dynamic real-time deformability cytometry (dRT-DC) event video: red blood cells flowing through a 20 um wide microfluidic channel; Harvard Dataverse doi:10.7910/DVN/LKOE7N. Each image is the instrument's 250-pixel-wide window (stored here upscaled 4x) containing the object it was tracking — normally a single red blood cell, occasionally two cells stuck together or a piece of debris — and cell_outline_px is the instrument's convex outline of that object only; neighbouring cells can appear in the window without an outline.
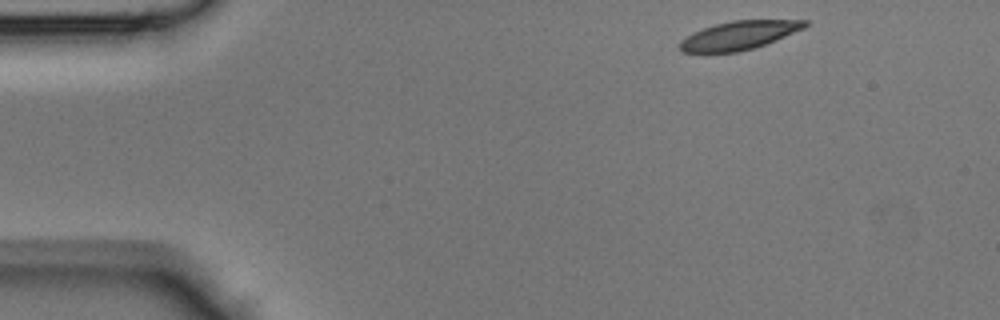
{"species": "Egyptian fruit bat (a non-hibernating species)", "species_latin": "Rousettus aegyptiacus", "temperature_condition": "room temperature", "stored_images_in_passage": 40, "camera_frame_rate_fps": 3000, "um_per_image_px": 0.085, "animal": {"sex": "male"}, "frame": {"image": 1, "passage_image": 1, "time_ms": 0.0, "image_size_px": [1000, 320], "cell_outline_px": [[808, 24], [804, 28], [764, 44], [740, 52], [680, 52], [676, 44], [680, 40], [692, 32], [716, 24], [732, 20], [808, 20]], "centroid_in_image_um": [62.74, 3.01], "position_along_channel_um": 22.3, "area_um2": 20.69}}
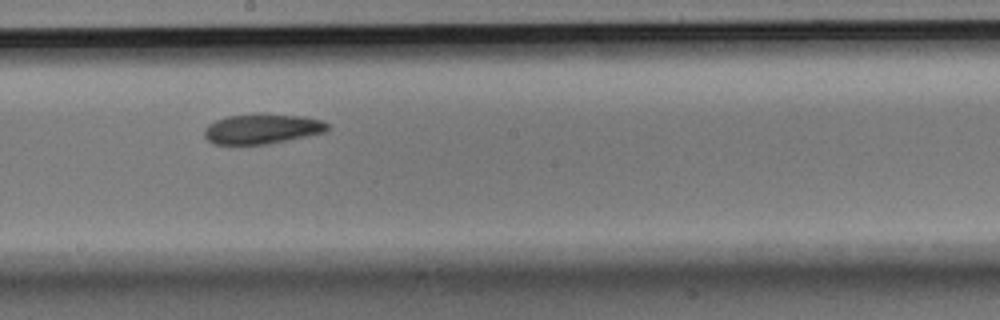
{"frame": {"image": 2, "passage_image": 20, "time_ms": 6.333, "image_size_px": [1000, 320], "cell_outline_px": [[328, 128], [324, 132], [268, 144], [212, 144], [204, 136], [204, 128], [208, 124], [216, 120], [228, 116], [256, 112], [260, 112], [304, 116], [320, 120], [328, 124]], "centroid_in_image_um": [22.23, 10.92], "position_along_channel_um": 226.0, "area_um2": 21.79}}
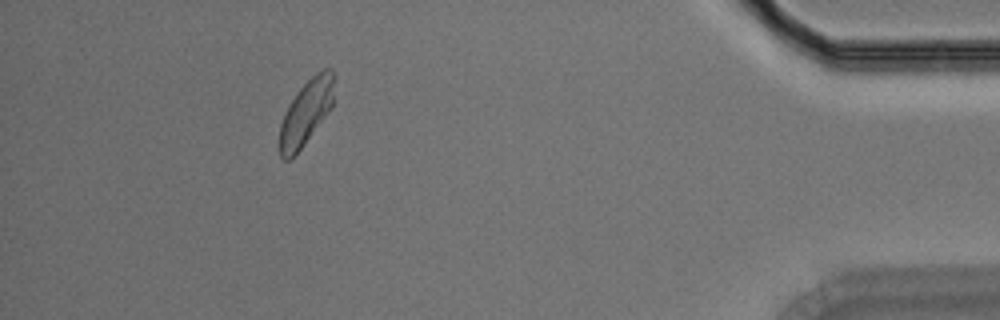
{"frame": {"image": 3, "passage_image": 36, "time_ms": 11.667, "image_size_px": [1000, 320], "cell_outline_px": [[336, 76], [332, 108], [300, 148], [288, 160], [284, 160], [280, 156], [280, 124], [284, 112], [288, 104], [296, 92], [316, 72], [324, 68], [332, 68]], "centroid_in_image_um": [26.05, 9.47], "position_along_channel_um": 409.1, "area_um2": 20.69}}